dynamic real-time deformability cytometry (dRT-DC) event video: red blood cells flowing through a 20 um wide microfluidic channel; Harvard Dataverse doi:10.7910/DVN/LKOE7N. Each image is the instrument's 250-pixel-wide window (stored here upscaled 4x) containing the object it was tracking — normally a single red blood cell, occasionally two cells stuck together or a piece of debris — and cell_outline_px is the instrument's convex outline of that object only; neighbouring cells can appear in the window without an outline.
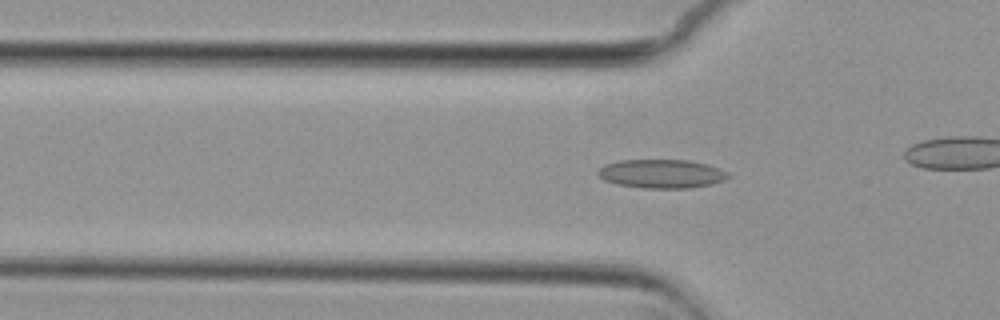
{"species": "common noctule bat (a hibernating species)", "species_latin": "Nyctalus noctula", "temperature_condition": "cold", "stored_images_in_passage": 42, "camera_frame_rate_fps": 3000, "um_per_image_px": 0.085, "animal": {"sex": "female", "body_mass_g": 29.2, "forearm_length_mm": 56.3}, "frame": {"image": 1, "passage_image": 17, "time_ms": 5.333, "image_size_px": [1000, 320], "cell_outline_px": [[732, 176], [724, 180], [712, 184], [688, 188], [644, 188], [616, 184], [604, 180], [596, 172], [604, 164], [620, 160], [688, 160], [704, 164], [716, 168]], "centroid_in_image_um": [56.18, 14.77], "position_along_channel_um": 69.6, "area_um2": 21.62}}
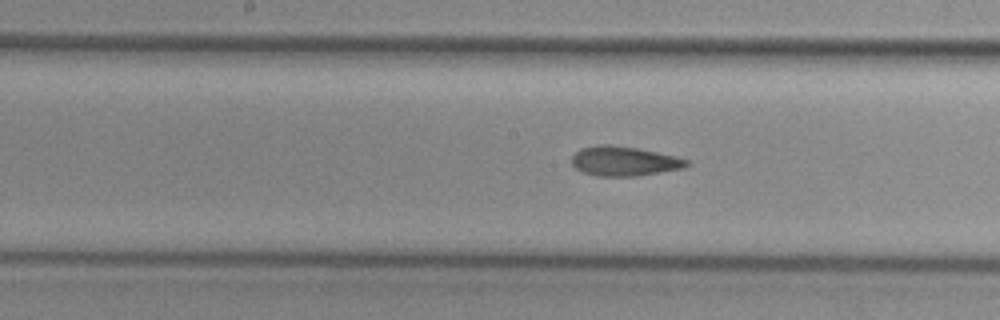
{"frame": {"image": 2, "passage_image": 27, "time_ms": 8.667, "image_size_px": [1000, 320], "cell_outline_px": [[688, 164], [684, 168], [636, 176], [596, 176], [584, 172], [576, 168], [572, 164], [572, 156], [580, 148], [600, 144], [608, 144], [636, 148], [676, 156], [688, 160]], "centroid_in_image_um": [53.03, 13.69], "position_along_channel_um": 195.2, "area_um2": 19.65}}
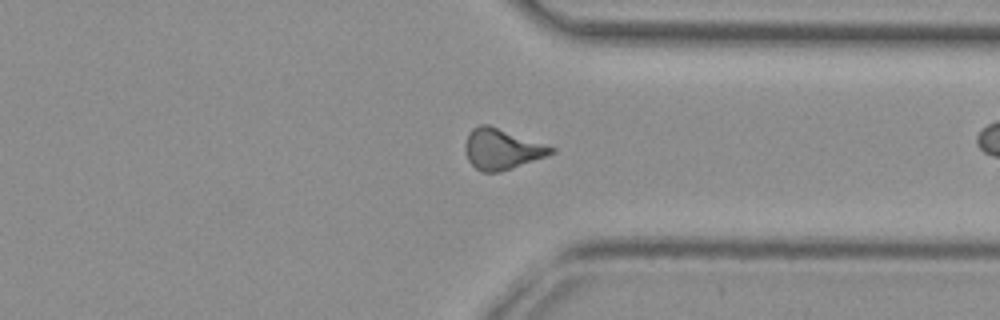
{"frame": {"image": 3, "passage_image": 41, "time_ms": 13.333, "image_size_px": [1000, 320], "cell_outline_px": [[556, 152], [512, 168], [500, 172], [480, 172], [468, 160], [464, 148], [464, 144], [468, 132], [472, 128], [480, 124], [488, 124], [556, 148]], "centroid_in_image_um": [42.61, 12.66], "position_along_channel_um": 368.8, "area_um2": 20.29}}